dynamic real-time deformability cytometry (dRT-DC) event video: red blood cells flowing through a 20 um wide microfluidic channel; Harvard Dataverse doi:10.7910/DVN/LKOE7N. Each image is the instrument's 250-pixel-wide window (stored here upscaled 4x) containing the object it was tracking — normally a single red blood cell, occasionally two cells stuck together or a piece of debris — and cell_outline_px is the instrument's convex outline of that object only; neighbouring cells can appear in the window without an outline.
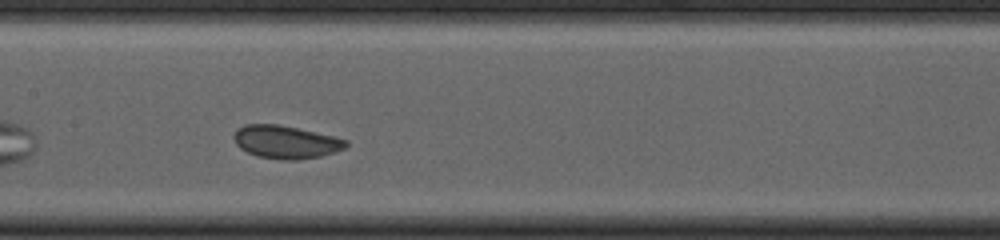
{"species": "common noctule bat (a hibernating species)", "species_latin": "Nyctalus noctula", "temperature_condition": "cold", "stored_images_in_passage": 33, "camera_frame_rate_fps": 3000, "um_per_image_px": 0.085, "animal": {"sex": "female", "body_mass_g": 23.0, "forearm_length_mm": 53.4}, "frame": {"image": 1, "passage_image": 15, "time_ms": 4.667, "image_size_px": [1000, 240], "cell_outline_px": [[348, 144], [344, 148], [320, 156], [296, 160], [284, 160], [260, 156], [248, 152], [240, 148], [236, 144], [232, 136], [236, 128], [244, 124], [280, 124], [336, 136], [348, 140]], "centroid_in_image_um": [24.28, 12.04], "position_along_channel_um": 183.1, "area_um2": 21.62}}
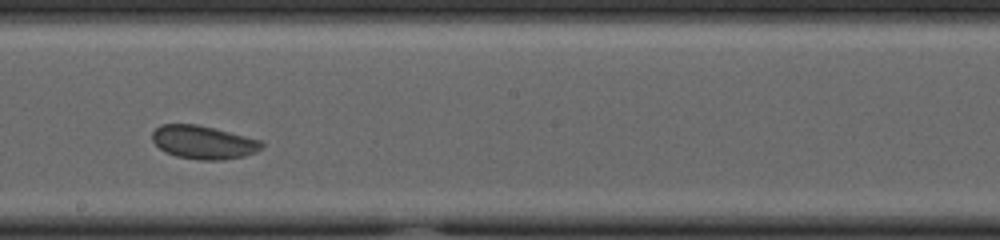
{"frame": {"image": 2, "passage_image": 19, "time_ms": 6.0, "image_size_px": [1000, 240], "cell_outline_px": [[264, 148], [256, 152], [244, 156], [224, 160], [200, 160], [176, 156], [164, 152], [152, 140], [152, 132], [160, 124], [196, 124], [260, 140], [264, 144]], "centroid_in_image_um": [17.28, 12.1], "position_along_channel_um": 230.9, "area_um2": 21.21}, "authors_computed_cell_mechanics": {"area_um2": 21.2126, "velocity_mm_per_s": 3.5998, "shape_relaxation_time_tau1_ms": 2.1506, "shape_relaxation_time_tau2_ms": null, "deformation_change_tau1": 0.0562, "deformation_change_tau2": null}}